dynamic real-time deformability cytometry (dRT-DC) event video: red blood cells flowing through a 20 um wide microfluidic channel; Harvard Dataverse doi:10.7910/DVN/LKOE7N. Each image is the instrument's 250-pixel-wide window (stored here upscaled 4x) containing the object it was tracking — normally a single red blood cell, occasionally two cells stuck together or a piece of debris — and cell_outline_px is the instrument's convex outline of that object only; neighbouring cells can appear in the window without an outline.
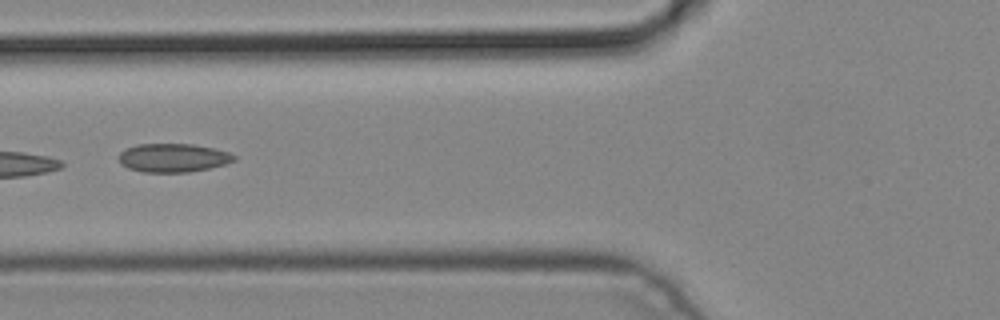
{"species": "common noctule bat (a hibernating species)", "species_latin": "Nyctalus noctula", "temperature_condition": "cold", "stored_images_in_passage": 3, "camera_frame_rate_fps": 3000, "um_per_image_px": 0.085, "animal": {"sex": "male", "body_mass_g": 19.2, "forearm_length_mm": 51.8}, "frame": {"image": 1, "passage_image": 3, "time_ms": 0.667, "image_size_px": [1000, 320], "cell_outline_px": [[236, 160], [224, 164], [208, 168], [188, 172], [144, 172], [128, 168], [120, 164], [120, 152], [136, 144], [192, 144], [212, 148], [228, 152], [236, 156]], "centroid_in_image_um": [14.71, 13.41], "position_along_channel_um": 111.1, "area_um2": 19.02}}